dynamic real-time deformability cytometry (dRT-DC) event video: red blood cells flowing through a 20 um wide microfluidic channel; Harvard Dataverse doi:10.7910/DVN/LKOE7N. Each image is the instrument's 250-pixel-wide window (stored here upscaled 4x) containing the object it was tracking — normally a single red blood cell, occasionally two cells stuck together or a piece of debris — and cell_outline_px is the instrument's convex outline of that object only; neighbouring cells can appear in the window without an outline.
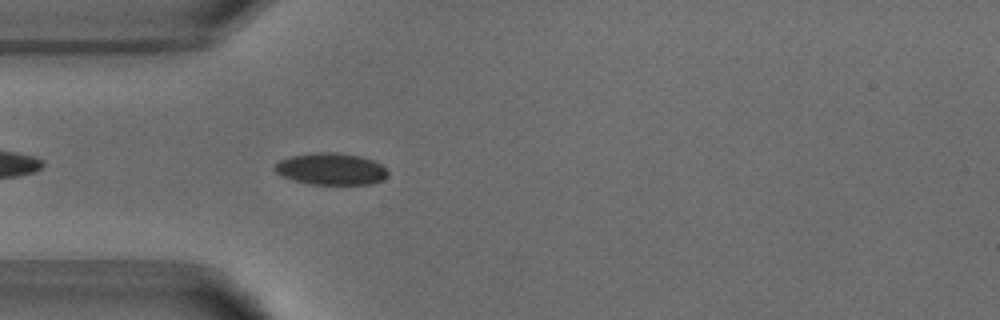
{"species": "common noctule bat (a hibernating species)", "species_latin": "Nyctalus noctula", "temperature_condition": "warm", "stored_images_in_passage": 41, "camera_frame_rate_fps": 3000, "um_per_image_px": 0.085, "animal": {"sex": "male", "body_mass_g": 18.8}, "frame": {"image": 1, "passage_image": 4, "time_ms": 1.0, "image_size_px": [1000, 320], "cell_outline_px": [[388, 176], [384, 180], [372, 184], [308, 184], [292, 180], [276, 172], [272, 168], [280, 160], [292, 156], [316, 152], [336, 152], [360, 156], [372, 160], [380, 164], [388, 172]], "centroid_in_image_um": [28.14, 14.37], "position_along_channel_um": 56.9, "area_um2": 20.98}}
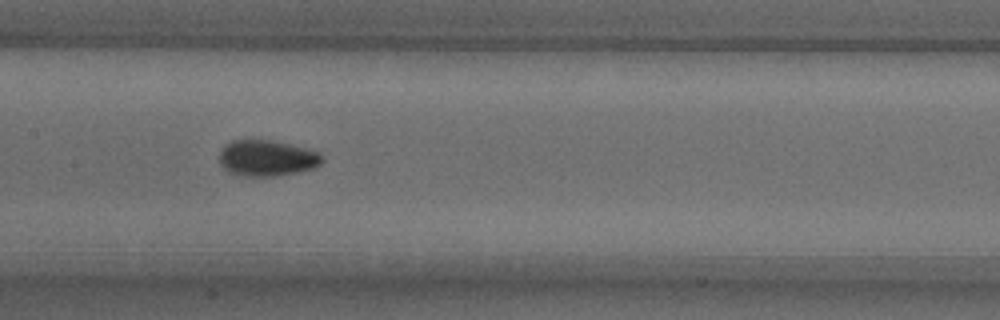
{"frame": {"image": 2, "passage_image": 14, "time_ms": 4.333, "image_size_px": [1000, 320], "cell_outline_px": [[324, 160], [320, 164], [312, 168], [296, 172], [276, 176], [244, 176], [228, 172], [220, 164], [220, 152], [232, 140], [272, 140], [320, 152]], "centroid_in_image_um": [22.69, 13.44], "position_along_channel_um": 184.7, "area_um2": 21.33}}
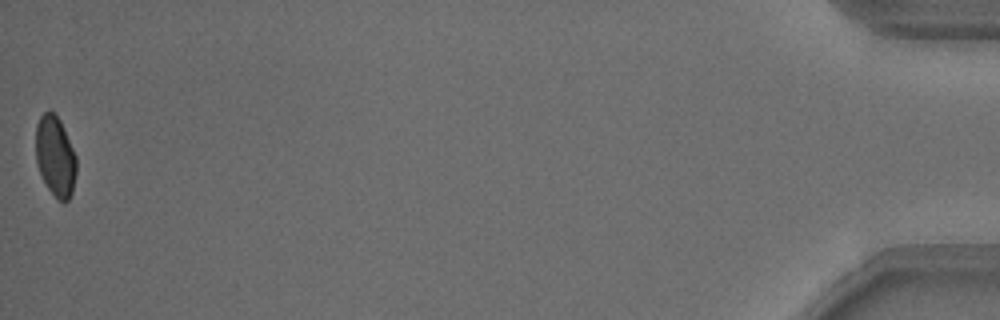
{"frame": {"image": 3, "passage_image": 41, "time_ms": 13.333, "image_size_px": [1000, 320], "cell_outline_px": [[76, 172], [72, 192], [68, 200], [64, 204], [48, 188], [36, 164], [36, 124], [40, 116], [44, 112], [52, 112], [60, 120], [76, 156]], "centroid_in_image_um": [4.7, 13.29], "position_along_channel_um": 430.5, "area_um2": 18.79}, "authors_computed_cell_mechanics": {"area_um2": 20.519, "velocity_mm_per_s": 3.8723, "shape_relaxation_time_tau1_ms": 3.8389, "shape_relaxation_time_tau2_ms": null, "deformation_change_tau1": 0.1025, "deformation_change_tau2": null}}